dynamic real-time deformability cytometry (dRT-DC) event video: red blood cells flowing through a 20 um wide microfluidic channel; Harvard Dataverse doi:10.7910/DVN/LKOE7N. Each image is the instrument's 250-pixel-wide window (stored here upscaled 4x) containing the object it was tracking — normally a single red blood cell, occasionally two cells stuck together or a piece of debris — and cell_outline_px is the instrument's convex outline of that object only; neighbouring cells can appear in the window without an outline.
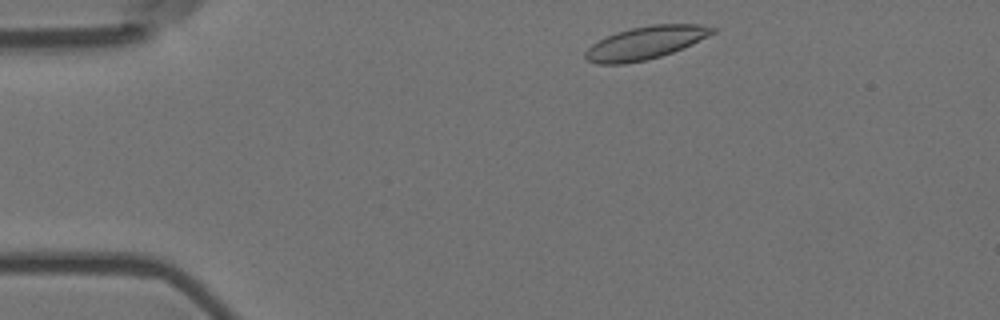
{"species": "Egyptian fruit bat (a non-hibernating species)", "species_latin": "Rousettus aegyptiacus", "temperature_condition": "room temperature", "stored_images_in_passage": 2, "camera_frame_rate_fps": 3000, "um_per_image_px": 0.085, "animal": {"sex": "female"}, "frame": {"image": 1, "passage_image": 1, "time_ms": 0.0, "image_size_px": [1000, 320], "cell_outline_px": [[716, 32], [692, 44], [672, 52], [648, 60], [624, 64], [596, 64], [588, 60], [584, 56], [584, 52], [592, 44], [616, 32], [632, 28], [652, 24], [700, 24], [716, 28]], "centroid_in_image_um": [54.87, 3.64], "position_along_channel_um": 30.1, "area_um2": 24.28}}